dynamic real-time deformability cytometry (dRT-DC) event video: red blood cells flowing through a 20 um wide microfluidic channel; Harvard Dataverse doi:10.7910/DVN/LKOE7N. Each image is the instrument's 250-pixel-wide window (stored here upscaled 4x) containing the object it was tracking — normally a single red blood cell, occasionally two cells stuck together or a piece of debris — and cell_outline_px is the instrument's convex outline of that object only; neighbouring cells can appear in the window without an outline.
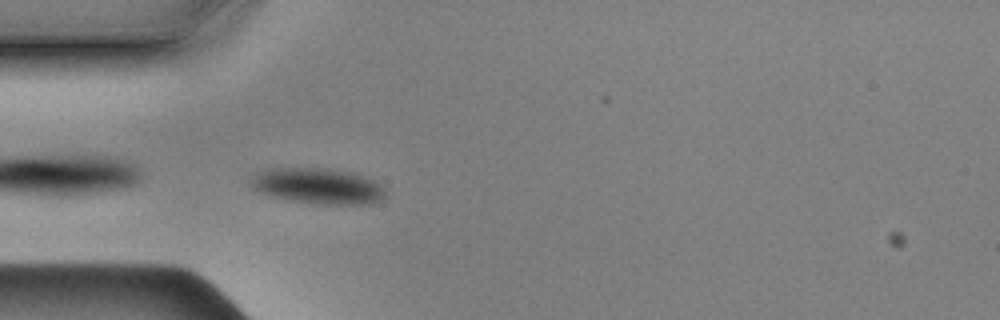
{"species": "Egyptian fruit bat (a non-hibernating species)", "species_latin": "Rousettus aegyptiacus", "temperature_condition": "cold", "stored_images_in_passage": 42, "camera_frame_rate_fps": 3000, "um_per_image_px": 0.085, "animal": {"sex": "male"}, "frame": {"image": 1, "passage_image": 1, "time_ms": 0.0, "image_size_px": [1000, 320], "cell_outline_px": [[384, 196], [380, 200], [372, 204], [316, 204], [288, 200], [268, 196], [252, 188], [248, 184], [248, 180], [260, 172], [276, 168], [316, 168], [352, 172], [372, 180], [380, 184], [384, 188]], "centroid_in_image_um": [26.98, 15.83], "position_along_channel_um": 58.0, "area_um2": 27.98}}
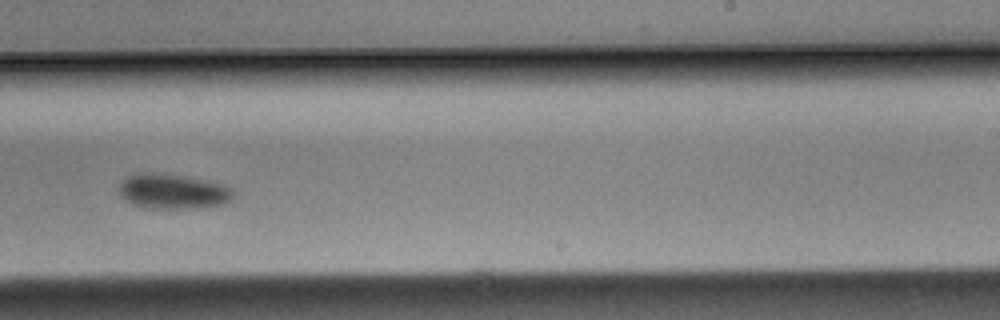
{"frame": {"image": 2, "passage_image": 20, "time_ms": 6.333, "image_size_px": [1000, 320], "cell_outline_px": [[236, 192], [232, 200], [220, 204], [196, 208], [152, 208], [132, 204], [120, 196], [120, 184], [128, 176], [140, 172], [152, 172], [208, 180], [224, 184], [232, 188]], "centroid_in_image_um": [14.74, 16.26], "position_along_channel_um": 274.3, "area_um2": 23.24}}
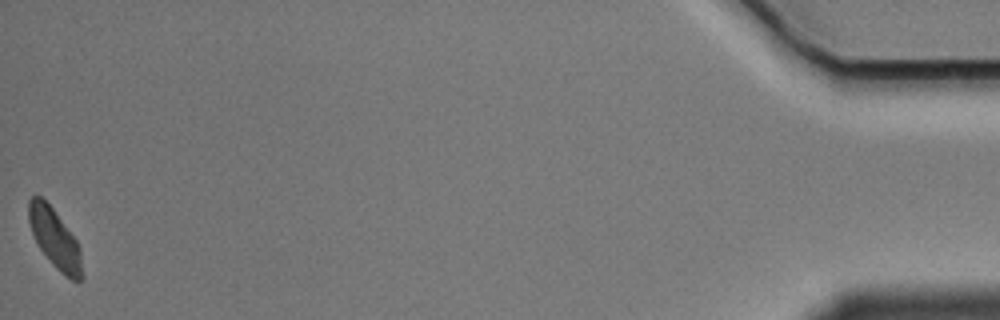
{"frame": {"image": 3, "passage_image": 42, "time_ms": 13.667, "image_size_px": [1000, 320], "cell_outline_px": [[84, 276], [80, 280], [72, 280], [60, 272], [56, 268], [40, 248], [32, 232], [28, 220], [28, 200], [32, 196], [40, 196], [52, 208], [76, 240], [80, 248]], "centroid_in_image_um": [4.67, 20.3], "position_along_channel_um": 430.5, "area_um2": 18.15}, "authors_computed_cell_mechanics": {"area_um2": 21.7617, "velocity_mm_per_s": 3.4645, "shape_relaxation_time_tau1_ms": 0.8433, "shape_relaxation_time_tau2_ms": null, "deformation_change_tau1": 0.0454, "deformation_change_tau2": null}}